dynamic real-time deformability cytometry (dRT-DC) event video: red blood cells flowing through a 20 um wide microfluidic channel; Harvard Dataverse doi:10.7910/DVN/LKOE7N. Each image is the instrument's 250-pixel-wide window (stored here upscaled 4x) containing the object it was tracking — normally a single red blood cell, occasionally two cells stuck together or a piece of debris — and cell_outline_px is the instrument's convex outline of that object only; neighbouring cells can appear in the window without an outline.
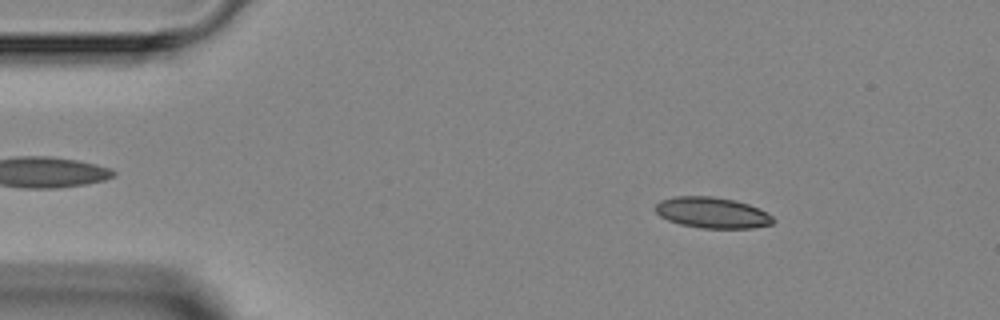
{"species": "Egyptian fruit bat (a non-hibernating species)", "species_latin": "Rousettus aegyptiacus", "temperature_condition": "room temperature", "stored_images_in_passage": 4, "segment_of_instrument_passage": [1, 2], "camera_frame_rate_fps": 3000, "um_per_image_px": 0.085, "animal": {"sex": "female"}, "frame": {"image": 1, "passage_image": 1, "time_ms": 0.0, "image_size_px": [1000, 320], "cell_outline_px": [[776, 220], [772, 224], [752, 228], [700, 228], [680, 224], [668, 220], [660, 216], [656, 212], [656, 204], [660, 200], [676, 196], [712, 196], [732, 200], [748, 204], [760, 208], [772, 216]], "centroid_in_image_um": [60.55, 18.08], "position_along_channel_um": 24.5, "area_um2": 21.21}}
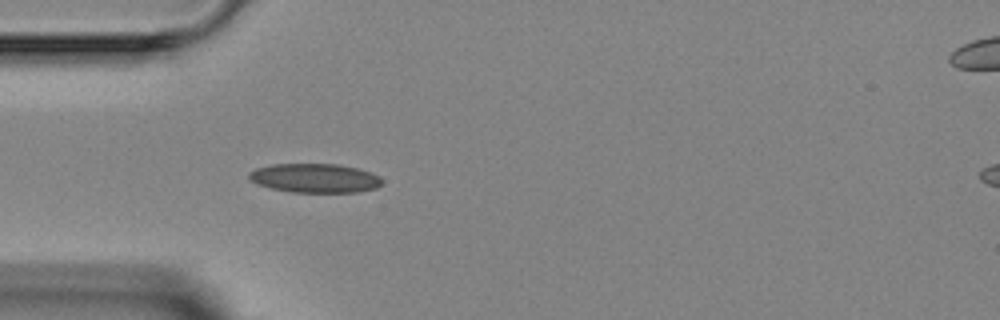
{"frame": {"image": 2, "passage_image": 3, "time_ms": 2.333, "image_size_px": [1000, 320], "cell_outline_px": [[380, 184], [376, 188], [356, 192], [292, 192], [272, 188], [256, 184], [248, 180], [248, 172], [256, 168], [272, 164], [340, 164], [372, 172], [380, 176]], "centroid_in_image_um": [26.72, 15.13], "position_along_channel_um": 58.3, "area_um2": 22.6}}